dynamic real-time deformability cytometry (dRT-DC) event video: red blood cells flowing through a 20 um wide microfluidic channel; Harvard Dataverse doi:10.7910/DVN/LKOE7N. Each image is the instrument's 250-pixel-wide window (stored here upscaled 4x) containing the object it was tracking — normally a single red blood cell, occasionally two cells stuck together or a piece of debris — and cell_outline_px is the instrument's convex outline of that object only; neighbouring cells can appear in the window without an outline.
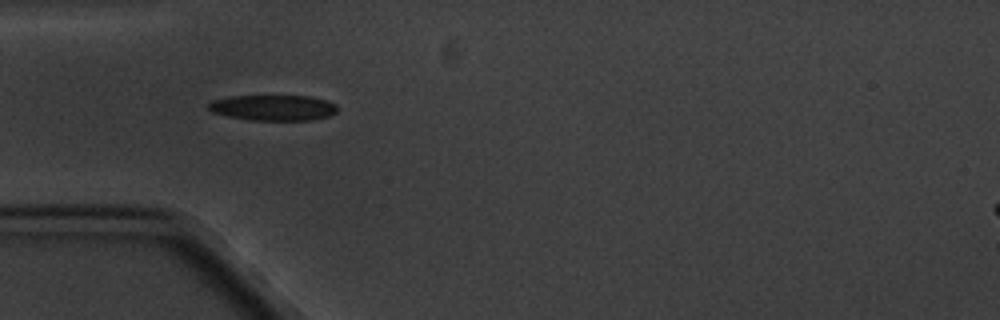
{"species": "common noctule bat (a hibernating species)", "species_latin": "Nyctalus noctula", "temperature_condition": "cold", "stored_images_in_passage": 5, "camera_frame_rate_fps": 3000, "um_per_image_px": 0.085, "animal": {"sex": "male", "body_mass_g": 20.1, "forearm_length_mm": 53.5}, "frame": {"image": 1, "passage_image": 4, "time_ms": 3.667, "image_size_px": [1000, 320], "cell_outline_px": [[336, 112], [328, 116], [312, 120], [248, 120], [228, 116], [212, 112], [208, 108], [208, 104], [212, 100], [232, 96], [308, 96], [324, 100], [336, 104]], "centroid_in_image_um": [23.2, 9.16], "position_along_channel_um": 61.8, "area_um2": 19.13}}